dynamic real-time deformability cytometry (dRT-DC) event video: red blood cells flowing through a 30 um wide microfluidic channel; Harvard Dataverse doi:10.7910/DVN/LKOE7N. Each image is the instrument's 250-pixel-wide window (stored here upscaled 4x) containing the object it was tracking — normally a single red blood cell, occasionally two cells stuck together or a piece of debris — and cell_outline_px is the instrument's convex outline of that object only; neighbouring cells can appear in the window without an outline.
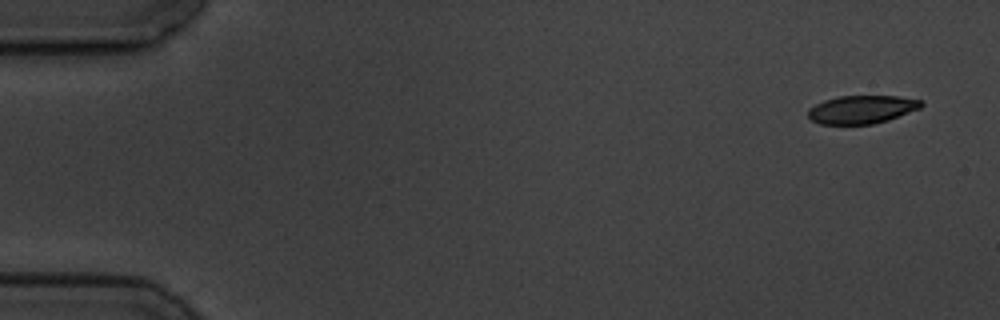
{"species": "common noctule bat (a hibernating species)", "species_latin": "Nyctalus noctula", "temperature_condition": "cold", "stored_images_in_passage": 4, "camera_frame_rate_fps": 3000, "um_per_image_px": 0.085, "animal": {"sex": "male", "body_mass_g": 19.5, "forearm_length_mm": 54.6}, "frame": {"image": 1, "passage_image": 1, "time_ms": 0.0, "image_size_px": [1000, 320], "cell_outline_px": [[924, 104], [920, 108], [888, 120], [872, 124], [820, 124], [812, 120], [808, 116], [808, 108], [824, 100], [840, 96], [900, 96], [924, 100]], "centroid_in_image_um": [73.27, 9.3], "position_along_channel_um": 11.7, "area_um2": 18.61}}
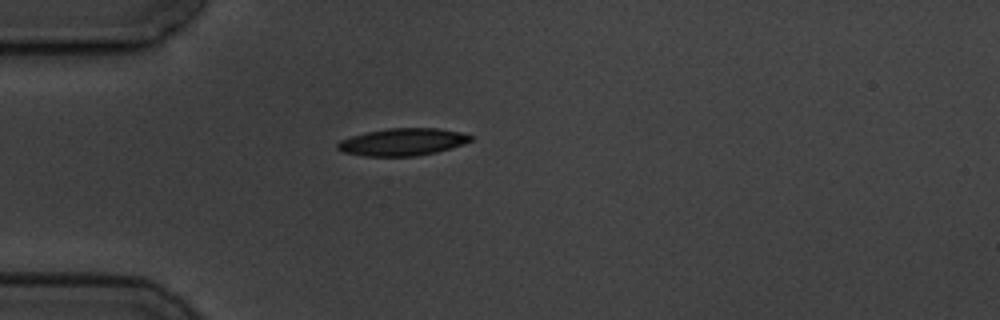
{"frame": {"image": 2, "passage_image": 4, "time_ms": 4.333, "image_size_px": [1000, 320], "cell_outline_px": [[472, 140], [464, 144], [436, 152], [416, 156], [364, 156], [344, 152], [336, 148], [336, 144], [340, 140], [352, 136], [368, 132], [388, 128], [436, 128], [460, 132], [472, 136]], "centroid_in_image_um": [34.21, 12.07], "position_along_channel_um": 50.8, "area_um2": 21.04}}